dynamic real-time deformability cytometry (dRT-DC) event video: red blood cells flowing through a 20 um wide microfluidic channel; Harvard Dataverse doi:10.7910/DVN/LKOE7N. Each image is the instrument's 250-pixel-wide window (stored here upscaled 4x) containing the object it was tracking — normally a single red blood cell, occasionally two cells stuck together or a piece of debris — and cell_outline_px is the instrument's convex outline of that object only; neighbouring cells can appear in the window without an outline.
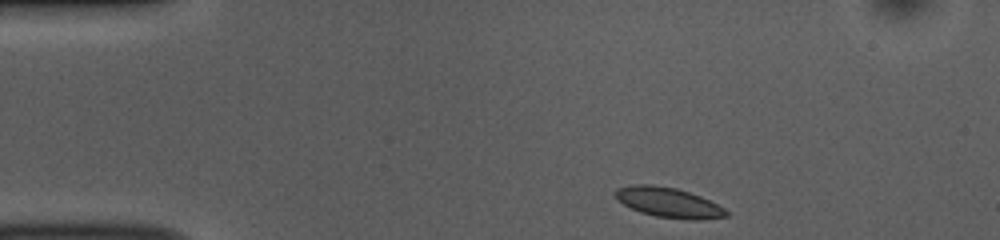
{"species": "common noctule bat (a hibernating species)", "species_latin": "Nyctalus noctula", "temperature_condition": "room temperature", "stored_images_in_passage": 44, "camera_frame_rate_fps": 3000, "um_per_image_px": 0.085, "animal": {"sex": "female", "body_mass_g": 10.0, "forearm_length_mm": 53.1}, "frame": {"image": 1, "passage_image": 1, "time_ms": 0.0, "image_size_px": [1000, 240], "cell_outline_px": [[728, 216], [700, 220], [688, 220], [656, 216], [640, 212], [616, 200], [612, 192], [616, 188], [632, 184], [652, 184], [676, 188], [700, 196], [724, 208], [728, 212]], "centroid_in_image_um": [56.77, 17.2], "position_along_channel_um": 28.2, "area_um2": 19.48}}
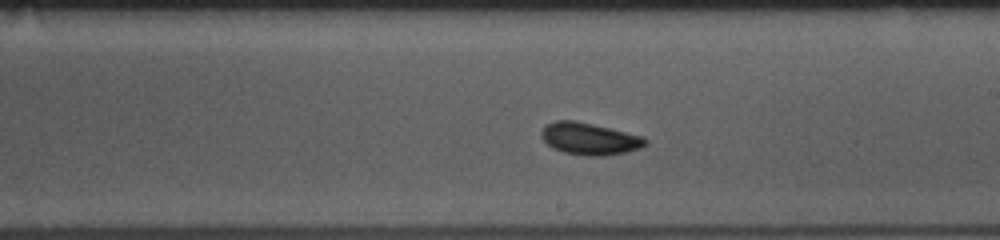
{"frame": {"image": 2, "passage_image": 22, "time_ms": 7.0, "image_size_px": [1000, 240], "cell_outline_px": [[648, 144], [640, 148], [628, 152], [608, 156], [588, 156], [564, 152], [552, 148], [540, 136], [540, 132], [544, 124], [556, 120], [576, 120], [644, 136], [648, 140]], "centroid_in_image_um": [50.12, 11.79], "position_along_channel_um": 238.9, "area_um2": 19.77}}
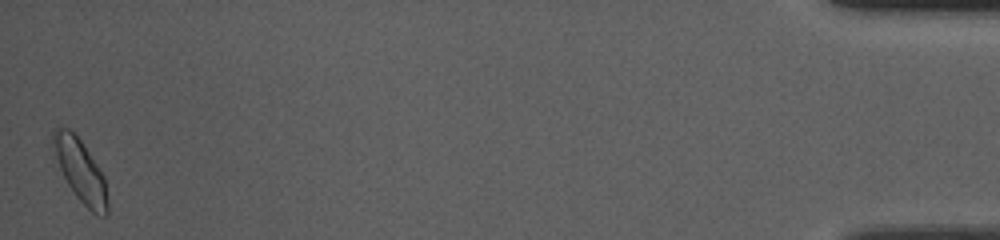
{"frame": {"image": 3, "passage_image": 44, "time_ms": 14.333, "image_size_px": [1000, 240], "cell_outline_px": [[108, 212], [104, 216], [96, 216], [76, 196], [68, 184], [60, 168], [56, 156], [52, 140], [52, 132], [56, 128], [68, 128], [80, 140], [104, 176], [108, 204]], "centroid_in_image_um": [6.85, 14.55], "position_along_channel_um": 428.3, "area_um2": 19.19}, "authors_computed_cell_mechanics": {"area_um2": 18.5538, "velocity_mm_per_s": 3.8188, "shape_relaxation_time_tau1_ms": 3.043, "shape_relaxation_time_tau2_ms": 4.7413, "deformation_change_tau1": 0.0689, "deformation_change_tau2": 0.0941}}